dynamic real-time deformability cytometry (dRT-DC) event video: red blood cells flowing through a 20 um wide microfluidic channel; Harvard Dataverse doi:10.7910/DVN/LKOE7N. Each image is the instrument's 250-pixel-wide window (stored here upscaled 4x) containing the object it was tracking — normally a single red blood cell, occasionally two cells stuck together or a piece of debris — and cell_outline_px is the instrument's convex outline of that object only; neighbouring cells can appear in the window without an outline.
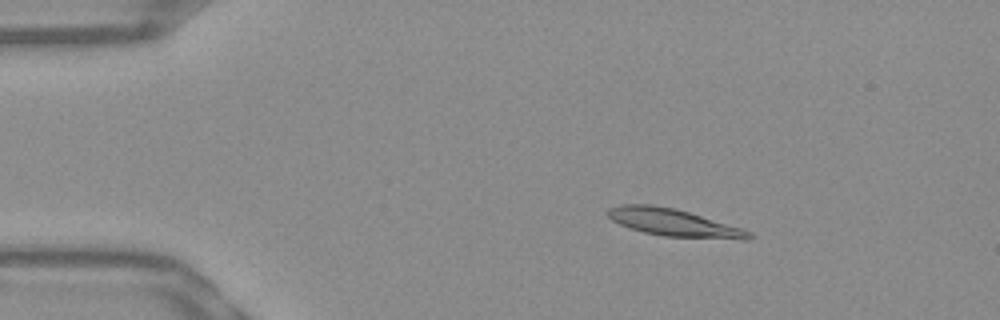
{"species": "Egyptian fruit bat (a non-hibernating species)", "species_latin": "Rousettus aegyptiacus", "temperature_condition": "warm", "stored_images_in_passage": 49, "camera_frame_rate_fps": 3000, "um_per_image_px": 0.085, "frame": {"image": 1, "passage_image": 5, "time_ms": 1.333, "image_size_px": [1000, 320], "cell_outline_px": [[756, 236], [752, 240], [740, 240], [664, 236], [644, 232], [620, 224], [612, 220], [604, 212], [608, 208], [620, 204], [652, 204], [672, 208], [688, 212], [740, 228], [752, 232]], "centroid_in_image_um": [57.28, 18.93], "position_along_channel_um": 27.7, "area_um2": 22.54}}
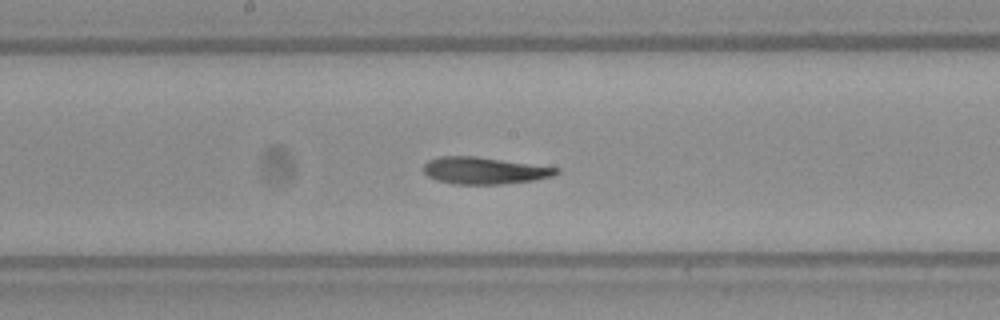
{"frame": {"image": 2, "passage_image": 24, "time_ms": 7.667, "image_size_px": [1000, 320], "cell_outline_px": [[560, 172], [552, 176], [532, 180], [500, 184], [452, 184], [436, 180], [428, 176], [424, 172], [424, 164], [428, 160], [440, 156], [476, 156], [560, 168]], "centroid_in_image_um": [41.14, 14.49], "position_along_channel_um": 207.1, "area_um2": 20.75}}
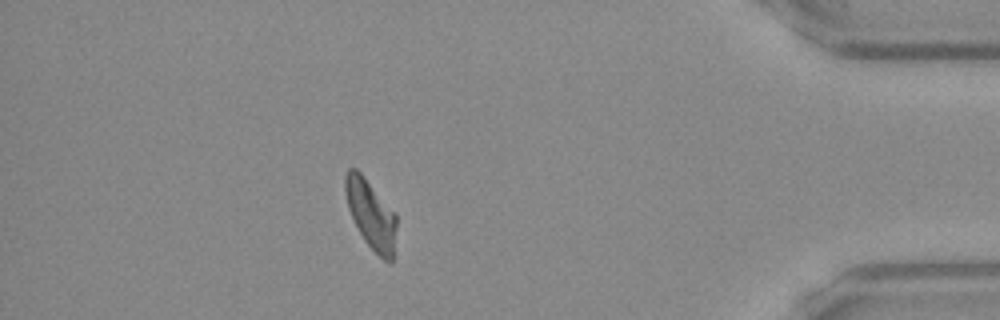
{"frame": {"image": 3, "passage_image": 43, "time_ms": 14.0, "image_size_px": [1000, 320], "cell_outline_px": [[396, 228], [392, 264], [388, 264], [364, 240], [348, 208], [344, 188], [344, 176], [348, 168], [356, 168], [360, 172], [396, 212]], "centroid_in_image_um": [31.54, 18.2], "position_along_channel_um": 403.7, "area_um2": 20.52}, "authors_computed_cell_mechanics": {"area_um2": 21.1548, "velocity_mm_per_s": 3.8182, "shape_relaxation_time_tau1_ms": 9.7805, "shape_relaxation_time_tau2_ms": 3.9862, "deformation_change_tau1": 0.2589, "deformation_change_tau2": 0.1017}}